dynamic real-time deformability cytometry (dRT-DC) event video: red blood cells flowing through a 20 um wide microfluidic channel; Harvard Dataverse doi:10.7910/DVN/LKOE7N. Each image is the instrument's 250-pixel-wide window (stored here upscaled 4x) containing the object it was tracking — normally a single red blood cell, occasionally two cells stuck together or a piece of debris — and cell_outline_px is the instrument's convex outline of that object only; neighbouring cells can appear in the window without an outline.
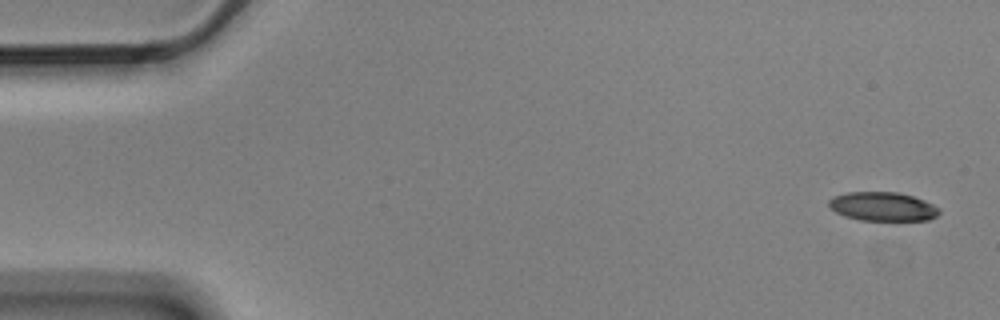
{"species": "Egyptian fruit bat (a non-hibernating species)", "species_latin": "Rousettus aegyptiacus", "temperature_condition": "cold", "stored_images_in_passage": 5, "camera_frame_rate_fps": 3000, "um_per_image_px": 0.085, "animal": {"sex": "male"}, "frame": {"image": 1, "passage_image": 1, "time_ms": 0.0, "image_size_px": [1000, 320], "cell_outline_px": [[940, 212], [936, 216], [928, 220], [860, 220], [844, 216], [836, 212], [828, 204], [828, 200], [836, 196], [848, 192], [896, 192], [912, 196], [924, 200], [940, 208]], "centroid_in_image_um": [75.05, 17.56], "position_along_channel_um": 10.0, "area_um2": 18.44}}
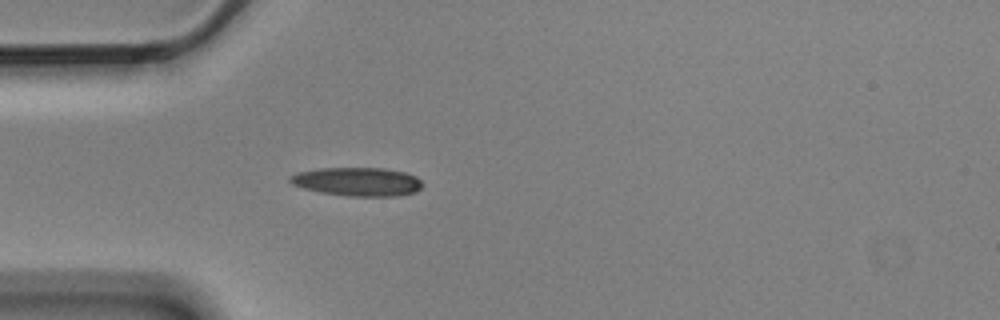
{"frame": {"image": 2, "passage_image": 5, "time_ms": 1.333, "image_size_px": [1000, 320], "cell_outline_px": [[424, 184], [416, 192], [400, 196], [348, 196], [320, 192], [304, 188], [292, 184], [288, 180], [288, 176], [296, 172], [320, 168], [384, 168], [404, 172], [416, 176]], "centroid_in_image_um": [30.38, 15.44], "position_along_channel_um": 54.6, "area_um2": 22.25}}